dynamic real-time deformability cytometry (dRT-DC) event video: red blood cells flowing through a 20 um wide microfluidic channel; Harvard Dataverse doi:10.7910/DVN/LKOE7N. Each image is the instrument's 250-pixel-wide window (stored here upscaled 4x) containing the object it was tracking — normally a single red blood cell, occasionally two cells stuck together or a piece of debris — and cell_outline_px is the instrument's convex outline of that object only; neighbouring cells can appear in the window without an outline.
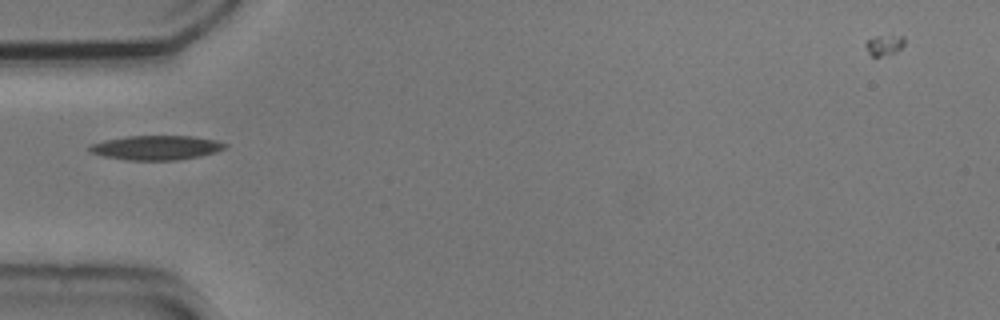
{"species": "common noctule bat (a hibernating species)", "species_latin": "Nyctalus noctula", "temperature_condition": "cold", "stored_images_in_passage": 38, "camera_frame_rate_fps": 3000, "um_per_image_px": 0.085, "animal": {"sex": "male", "body_mass_g": 20.5, "forearm_length_mm": 52.5}, "frame": {"image": 1, "passage_image": 1, "time_ms": 0.0, "image_size_px": [1000, 320], "cell_outline_px": [[228, 144], [224, 148], [216, 152], [200, 156], [176, 160], [128, 160], [104, 156], [88, 152], [88, 148], [92, 144], [104, 140], [128, 136], [192, 136], [216, 140]], "centroid_in_image_um": [13.28, 12.55], "position_along_channel_um": 71.7, "area_um2": 19.19}}
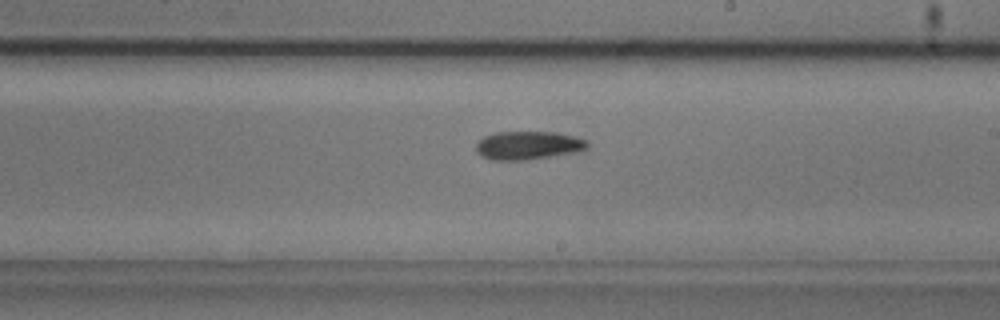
{"frame": {"image": 2, "passage_image": 15, "time_ms": 4.667, "image_size_px": [1000, 320], "cell_outline_px": [[588, 148], [572, 152], [524, 160], [492, 160], [480, 156], [476, 152], [476, 144], [484, 136], [496, 132], [556, 132], [588, 140]], "centroid_in_image_um": [44.84, 12.35], "position_along_channel_um": 244.2, "area_um2": 18.21}}
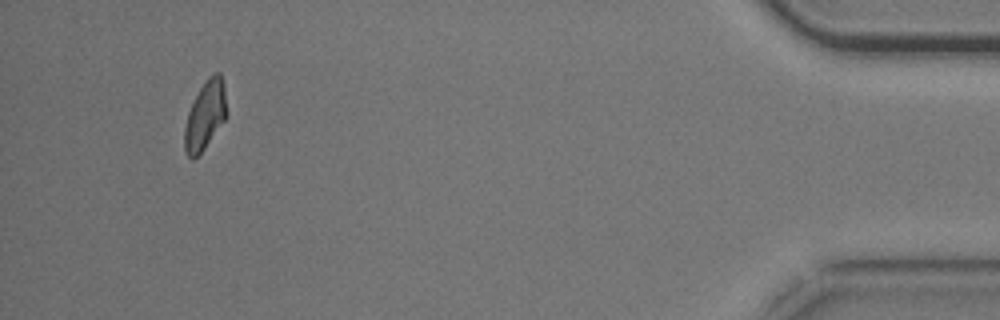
{"frame": {"image": 3, "passage_image": 35, "time_ms": 11.333, "image_size_px": [1000, 320], "cell_outline_px": [[224, 120], [204, 148], [192, 160], [184, 152], [184, 128], [188, 112], [200, 88], [208, 76], [212, 72], [220, 72], [224, 84]], "centroid_in_image_um": [17.39, 9.8], "position_along_channel_um": 417.8, "area_um2": 16.3}}